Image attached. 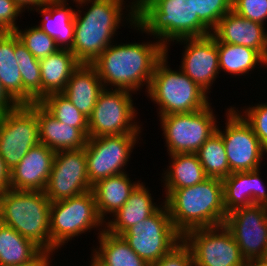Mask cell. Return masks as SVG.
Masks as SVG:
<instances>
[{
	"label": "cell",
	"mask_w": 267,
	"mask_h": 266,
	"mask_svg": "<svg viewBox=\"0 0 267 266\" xmlns=\"http://www.w3.org/2000/svg\"><path fill=\"white\" fill-rule=\"evenodd\" d=\"M19 104L9 95L0 81V113L16 109Z\"/></svg>",
	"instance_id": "cell-41"
},
{
	"label": "cell",
	"mask_w": 267,
	"mask_h": 266,
	"mask_svg": "<svg viewBox=\"0 0 267 266\" xmlns=\"http://www.w3.org/2000/svg\"><path fill=\"white\" fill-rule=\"evenodd\" d=\"M127 173L109 176L92 185L97 212L104 222L108 219L107 215L112 216L125 204L131 192L141 182L131 180Z\"/></svg>",
	"instance_id": "cell-25"
},
{
	"label": "cell",
	"mask_w": 267,
	"mask_h": 266,
	"mask_svg": "<svg viewBox=\"0 0 267 266\" xmlns=\"http://www.w3.org/2000/svg\"><path fill=\"white\" fill-rule=\"evenodd\" d=\"M145 182H140L131 192L125 204L104 222V230L121 236L129 228L153 215L161 205L154 202ZM112 217V219H111Z\"/></svg>",
	"instance_id": "cell-21"
},
{
	"label": "cell",
	"mask_w": 267,
	"mask_h": 266,
	"mask_svg": "<svg viewBox=\"0 0 267 266\" xmlns=\"http://www.w3.org/2000/svg\"><path fill=\"white\" fill-rule=\"evenodd\" d=\"M149 266H193V256L190 248L183 240L158 262Z\"/></svg>",
	"instance_id": "cell-39"
},
{
	"label": "cell",
	"mask_w": 267,
	"mask_h": 266,
	"mask_svg": "<svg viewBox=\"0 0 267 266\" xmlns=\"http://www.w3.org/2000/svg\"><path fill=\"white\" fill-rule=\"evenodd\" d=\"M51 258L53 257L44 253L34 264L25 266H53L54 264L51 263L52 260H54V258L53 259Z\"/></svg>",
	"instance_id": "cell-44"
},
{
	"label": "cell",
	"mask_w": 267,
	"mask_h": 266,
	"mask_svg": "<svg viewBox=\"0 0 267 266\" xmlns=\"http://www.w3.org/2000/svg\"><path fill=\"white\" fill-rule=\"evenodd\" d=\"M91 261L89 266H104L93 255H91Z\"/></svg>",
	"instance_id": "cell-46"
},
{
	"label": "cell",
	"mask_w": 267,
	"mask_h": 266,
	"mask_svg": "<svg viewBox=\"0 0 267 266\" xmlns=\"http://www.w3.org/2000/svg\"><path fill=\"white\" fill-rule=\"evenodd\" d=\"M260 170L234 172L222 179L223 204L227 214L252 204L267 206V189Z\"/></svg>",
	"instance_id": "cell-20"
},
{
	"label": "cell",
	"mask_w": 267,
	"mask_h": 266,
	"mask_svg": "<svg viewBox=\"0 0 267 266\" xmlns=\"http://www.w3.org/2000/svg\"><path fill=\"white\" fill-rule=\"evenodd\" d=\"M14 32L29 52L38 60L46 58L60 49L55 40L37 25L24 30L18 27Z\"/></svg>",
	"instance_id": "cell-35"
},
{
	"label": "cell",
	"mask_w": 267,
	"mask_h": 266,
	"mask_svg": "<svg viewBox=\"0 0 267 266\" xmlns=\"http://www.w3.org/2000/svg\"><path fill=\"white\" fill-rule=\"evenodd\" d=\"M43 254L32 241L0 223V266L32 265Z\"/></svg>",
	"instance_id": "cell-28"
},
{
	"label": "cell",
	"mask_w": 267,
	"mask_h": 266,
	"mask_svg": "<svg viewBox=\"0 0 267 266\" xmlns=\"http://www.w3.org/2000/svg\"><path fill=\"white\" fill-rule=\"evenodd\" d=\"M104 89L96 69L91 64H81L71 75L62 92L87 118Z\"/></svg>",
	"instance_id": "cell-24"
},
{
	"label": "cell",
	"mask_w": 267,
	"mask_h": 266,
	"mask_svg": "<svg viewBox=\"0 0 267 266\" xmlns=\"http://www.w3.org/2000/svg\"><path fill=\"white\" fill-rule=\"evenodd\" d=\"M15 59L22 77V105L41 101L40 61L19 40L15 33Z\"/></svg>",
	"instance_id": "cell-31"
},
{
	"label": "cell",
	"mask_w": 267,
	"mask_h": 266,
	"mask_svg": "<svg viewBox=\"0 0 267 266\" xmlns=\"http://www.w3.org/2000/svg\"><path fill=\"white\" fill-rule=\"evenodd\" d=\"M224 131L217 126L222 136L230 172L254 171L261 167L263 156L267 151L261 146L251 126L232 107L226 109Z\"/></svg>",
	"instance_id": "cell-12"
},
{
	"label": "cell",
	"mask_w": 267,
	"mask_h": 266,
	"mask_svg": "<svg viewBox=\"0 0 267 266\" xmlns=\"http://www.w3.org/2000/svg\"><path fill=\"white\" fill-rule=\"evenodd\" d=\"M176 231L183 237L194 229L224 225L222 179L206 178L191 187L175 189L164 199Z\"/></svg>",
	"instance_id": "cell-4"
},
{
	"label": "cell",
	"mask_w": 267,
	"mask_h": 266,
	"mask_svg": "<svg viewBox=\"0 0 267 266\" xmlns=\"http://www.w3.org/2000/svg\"><path fill=\"white\" fill-rule=\"evenodd\" d=\"M207 177L224 179L230 172L222 136L216 131L196 152Z\"/></svg>",
	"instance_id": "cell-33"
},
{
	"label": "cell",
	"mask_w": 267,
	"mask_h": 266,
	"mask_svg": "<svg viewBox=\"0 0 267 266\" xmlns=\"http://www.w3.org/2000/svg\"><path fill=\"white\" fill-rule=\"evenodd\" d=\"M224 226L231 232L244 259L264 257L267 251V206L252 204L232 210Z\"/></svg>",
	"instance_id": "cell-16"
},
{
	"label": "cell",
	"mask_w": 267,
	"mask_h": 266,
	"mask_svg": "<svg viewBox=\"0 0 267 266\" xmlns=\"http://www.w3.org/2000/svg\"><path fill=\"white\" fill-rule=\"evenodd\" d=\"M168 52L156 64L147 97L158 106V117L191 113L210 104V97L181 69L173 70L168 64Z\"/></svg>",
	"instance_id": "cell-6"
},
{
	"label": "cell",
	"mask_w": 267,
	"mask_h": 266,
	"mask_svg": "<svg viewBox=\"0 0 267 266\" xmlns=\"http://www.w3.org/2000/svg\"><path fill=\"white\" fill-rule=\"evenodd\" d=\"M233 0H192L194 16L212 32L219 20L232 10Z\"/></svg>",
	"instance_id": "cell-36"
},
{
	"label": "cell",
	"mask_w": 267,
	"mask_h": 266,
	"mask_svg": "<svg viewBox=\"0 0 267 266\" xmlns=\"http://www.w3.org/2000/svg\"><path fill=\"white\" fill-rule=\"evenodd\" d=\"M182 240L192 252L193 266H246L238 244L224 225L191 230Z\"/></svg>",
	"instance_id": "cell-13"
},
{
	"label": "cell",
	"mask_w": 267,
	"mask_h": 266,
	"mask_svg": "<svg viewBox=\"0 0 267 266\" xmlns=\"http://www.w3.org/2000/svg\"><path fill=\"white\" fill-rule=\"evenodd\" d=\"M142 134L88 137L85 145L90 184L109 176L125 173L131 154Z\"/></svg>",
	"instance_id": "cell-11"
},
{
	"label": "cell",
	"mask_w": 267,
	"mask_h": 266,
	"mask_svg": "<svg viewBox=\"0 0 267 266\" xmlns=\"http://www.w3.org/2000/svg\"><path fill=\"white\" fill-rule=\"evenodd\" d=\"M219 71L231 76H244L258 68H267V60L255 49L242 45L227 44L217 39ZM257 65V66H256Z\"/></svg>",
	"instance_id": "cell-29"
},
{
	"label": "cell",
	"mask_w": 267,
	"mask_h": 266,
	"mask_svg": "<svg viewBox=\"0 0 267 266\" xmlns=\"http://www.w3.org/2000/svg\"><path fill=\"white\" fill-rule=\"evenodd\" d=\"M212 34L220 42L253 48L267 60V30L261 23L231 10L219 20Z\"/></svg>",
	"instance_id": "cell-19"
},
{
	"label": "cell",
	"mask_w": 267,
	"mask_h": 266,
	"mask_svg": "<svg viewBox=\"0 0 267 266\" xmlns=\"http://www.w3.org/2000/svg\"><path fill=\"white\" fill-rule=\"evenodd\" d=\"M96 228V229H95ZM91 230L104 231L92 190L69 199L52 202L50 207L51 244L61 249L69 240Z\"/></svg>",
	"instance_id": "cell-7"
},
{
	"label": "cell",
	"mask_w": 267,
	"mask_h": 266,
	"mask_svg": "<svg viewBox=\"0 0 267 266\" xmlns=\"http://www.w3.org/2000/svg\"><path fill=\"white\" fill-rule=\"evenodd\" d=\"M40 143L36 113L28 105L0 113V156L12 170L33 147Z\"/></svg>",
	"instance_id": "cell-14"
},
{
	"label": "cell",
	"mask_w": 267,
	"mask_h": 266,
	"mask_svg": "<svg viewBox=\"0 0 267 266\" xmlns=\"http://www.w3.org/2000/svg\"><path fill=\"white\" fill-rule=\"evenodd\" d=\"M50 207L44 191L6 189L0 193V223L53 257L57 249L51 244Z\"/></svg>",
	"instance_id": "cell-5"
},
{
	"label": "cell",
	"mask_w": 267,
	"mask_h": 266,
	"mask_svg": "<svg viewBox=\"0 0 267 266\" xmlns=\"http://www.w3.org/2000/svg\"><path fill=\"white\" fill-rule=\"evenodd\" d=\"M55 153L54 150L42 143L33 146L10 170L9 189L44 191Z\"/></svg>",
	"instance_id": "cell-18"
},
{
	"label": "cell",
	"mask_w": 267,
	"mask_h": 266,
	"mask_svg": "<svg viewBox=\"0 0 267 266\" xmlns=\"http://www.w3.org/2000/svg\"><path fill=\"white\" fill-rule=\"evenodd\" d=\"M260 103V104H259ZM254 106H246L239 110L233 108L244 118V120L251 126L253 132L259 139L261 146L267 151V102H260Z\"/></svg>",
	"instance_id": "cell-37"
},
{
	"label": "cell",
	"mask_w": 267,
	"mask_h": 266,
	"mask_svg": "<svg viewBox=\"0 0 267 266\" xmlns=\"http://www.w3.org/2000/svg\"><path fill=\"white\" fill-rule=\"evenodd\" d=\"M91 189L85 147L56 151L44 190L51 203L81 195Z\"/></svg>",
	"instance_id": "cell-15"
},
{
	"label": "cell",
	"mask_w": 267,
	"mask_h": 266,
	"mask_svg": "<svg viewBox=\"0 0 267 266\" xmlns=\"http://www.w3.org/2000/svg\"><path fill=\"white\" fill-rule=\"evenodd\" d=\"M40 103L60 122L78 128L88 138V118L63 93L46 96Z\"/></svg>",
	"instance_id": "cell-34"
},
{
	"label": "cell",
	"mask_w": 267,
	"mask_h": 266,
	"mask_svg": "<svg viewBox=\"0 0 267 266\" xmlns=\"http://www.w3.org/2000/svg\"><path fill=\"white\" fill-rule=\"evenodd\" d=\"M211 104L195 112L159 117L168 155L196 153L216 132L218 118Z\"/></svg>",
	"instance_id": "cell-9"
},
{
	"label": "cell",
	"mask_w": 267,
	"mask_h": 266,
	"mask_svg": "<svg viewBox=\"0 0 267 266\" xmlns=\"http://www.w3.org/2000/svg\"><path fill=\"white\" fill-rule=\"evenodd\" d=\"M28 106L37 115L40 143L55 152L85 147L88 138L78 128L58 121L40 102Z\"/></svg>",
	"instance_id": "cell-22"
},
{
	"label": "cell",
	"mask_w": 267,
	"mask_h": 266,
	"mask_svg": "<svg viewBox=\"0 0 267 266\" xmlns=\"http://www.w3.org/2000/svg\"><path fill=\"white\" fill-rule=\"evenodd\" d=\"M121 236L148 264L158 262L182 241L165 203L153 215L138 222Z\"/></svg>",
	"instance_id": "cell-10"
},
{
	"label": "cell",
	"mask_w": 267,
	"mask_h": 266,
	"mask_svg": "<svg viewBox=\"0 0 267 266\" xmlns=\"http://www.w3.org/2000/svg\"><path fill=\"white\" fill-rule=\"evenodd\" d=\"M24 10L14 0H0V32L15 31Z\"/></svg>",
	"instance_id": "cell-40"
},
{
	"label": "cell",
	"mask_w": 267,
	"mask_h": 266,
	"mask_svg": "<svg viewBox=\"0 0 267 266\" xmlns=\"http://www.w3.org/2000/svg\"><path fill=\"white\" fill-rule=\"evenodd\" d=\"M14 53L15 32H0V81L9 95L22 105V77Z\"/></svg>",
	"instance_id": "cell-32"
},
{
	"label": "cell",
	"mask_w": 267,
	"mask_h": 266,
	"mask_svg": "<svg viewBox=\"0 0 267 266\" xmlns=\"http://www.w3.org/2000/svg\"><path fill=\"white\" fill-rule=\"evenodd\" d=\"M10 170L6 167L3 158L0 156V193L9 189Z\"/></svg>",
	"instance_id": "cell-42"
},
{
	"label": "cell",
	"mask_w": 267,
	"mask_h": 266,
	"mask_svg": "<svg viewBox=\"0 0 267 266\" xmlns=\"http://www.w3.org/2000/svg\"><path fill=\"white\" fill-rule=\"evenodd\" d=\"M41 100L53 93H62L72 73L81 65L70 49H58L40 59Z\"/></svg>",
	"instance_id": "cell-26"
},
{
	"label": "cell",
	"mask_w": 267,
	"mask_h": 266,
	"mask_svg": "<svg viewBox=\"0 0 267 266\" xmlns=\"http://www.w3.org/2000/svg\"><path fill=\"white\" fill-rule=\"evenodd\" d=\"M132 94L135 93L104 88L88 118V137L141 134L142 125L135 120L138 108L134 106Z\"/></svg>",
	"instance_id": "cell-8"
},
{
	"label": "cell",
	"mask_w": 267,
	"mask_h": 266,
	"mask_svg": "<svg viewBox=\"0 0 267 266\" xmlns=\"http://www.w3.org/2000/svg\"><path fill=\"white\" fill-rule=\"evenodd\" d=\"M71 1L77 4L75 6L77 9L74 15V39L70 51L81 64H92L109 45L115 42L114 37L117 36L120 26L125 25L124 21L127 20V25L130 23L131 29L136 25V0H126L129 4L125 0ZM83 7H86V11L80 9H84Z\"/></svg>",
	"instance_id": "cell-1"
},
{
	"label": "cell",
	"mask_w": 267,
	"mask_h": 266,
	"mask_svg": "<svg viewBox=\"0 0 267 266\" xmlns=\"http://www.w3.org/2000/svg\"><path fill=\"white\" fill-rule=\"evenodd\" d=\"M149 41L118 44L115 39V43L92 62L104 88L137 94L146 86V94L156 64L166 54V47L160 41Z\"/></svg>",
	"instance_id": "cell-2"
},
{
	"label": "cell",
	"mask_w": 267,
	"mask_h": 266,
	"mask_svg": "<svg viewBox=\"0 0 267 266\" xmlns=\"http://www.w3.org/2000/svg\"><path fill=\"white\" fill-rule=\"evenodd\" d=\"M133 28L160 41L166 52L176 40L212 33L198 16H194L192 0H136Z\"/></svg>",
	"instance_id": "cell-3"
},
{
	"label": "cell",
	"mask_w": 267,
	"mask_h": 266,
	"mask_svg": "<svg viewBox=\"0 0 267 266\" xmlns=\"http://www.w3.org/2000/svg\"><path fill=\"white\" fill-rule=\"evenodd\" d=\"M69 0H50L42 7L32 10L42 16L37 26L52 37L60 49H71L74 39L75 8Z\"/></svg>",
	"instance_id": "cell-23"
},
{
	"label": "cell",
	"mask_w": 267,
	"mask_h": 266,
	"mask_svg": "<svg viewBox=\"0 0 267 266\" xmlns=\"http://www.w3.org/2000/svg\"><path fill=\"white\" fill-rule=\"evenodd\" d=\"M99 245L91 253L104 266H149L128 245L122 236L103 231L97 237Z\"/></svg>",
	"instance_id": "cell-30"
},
{
	"label": "cell",
	"mask_w": 267,
	"mask_h": 266,
	"mask_svg": "<svg viewBox=\"0 0 267 266\" xmlns=\"http://www.w3.org/2000/svg\"><path fill=\"white\" fill-rule=\"evenodd\" d=\"M232 10L238 15L264 25L267 19V0H233Z\"/></svg>",
	"instance_id": "cell-38"
},
{
	"label": "cell",
	"mask_w": 267,
	"mask_h": 266,
	"mask_svg": "<svg viewBox=\"0 0 267 266\" xmlns=\"http://www.w3.org/2000/svg\"><path fill=\"white\" fill-rule=\"evenodd\" d=\"M183 44L179 68L207 94L216 81L219 71L217 38L211 33L203 37L183 38L174 41Z\"/></svg>",
	"instance_id": "cell-17"
},
{
	"label": "cell",
	"mask_w": 267,
	"mask_h": 266,
	"mask_svg": "<svg viewBox=\"0 0 267 266\" xmlns=\"http://www.w3.org/2000/svg\"><path fill=\"white\" fill-rule=\"evenodd\" d=\"M24 11H32L35 8L42 7L50 0H14Z\"/></svg>",
	"instance_id": "cell-43"
},
{
	"label": "cell",
	"mask_w": 267,
	"mask_h": 266,
	"mask_svg": "<svg viewBox=\"0 0 267 266\" xmlns=\"http://www.w3.org/2000/svg\"><path fill=\"white\" fill-rule=\"evenodd\" d=\"M246 266H267V259L264 257L250 259L246 261Z\"/></svg>",
	"instance_id": "cell-45"
},
{
	"label": "cell",
	"mask_w": 267,
	"mask_h": 266,
	"mask_svg": "<svg viewBox=\"0 0 267 266\" xmlns=\"http://www.w3.org/2000/svg\"><path fill=\"white\" fill-rule=\"evenodd\" d=\"M167 170H163L160 181L165 188V199L175 190L191 187L208 178L196 153H178L169 155ZM171 162V163H170Z\"/></svg>",
	"instance_id": "cell-27"
}]
</instances>
